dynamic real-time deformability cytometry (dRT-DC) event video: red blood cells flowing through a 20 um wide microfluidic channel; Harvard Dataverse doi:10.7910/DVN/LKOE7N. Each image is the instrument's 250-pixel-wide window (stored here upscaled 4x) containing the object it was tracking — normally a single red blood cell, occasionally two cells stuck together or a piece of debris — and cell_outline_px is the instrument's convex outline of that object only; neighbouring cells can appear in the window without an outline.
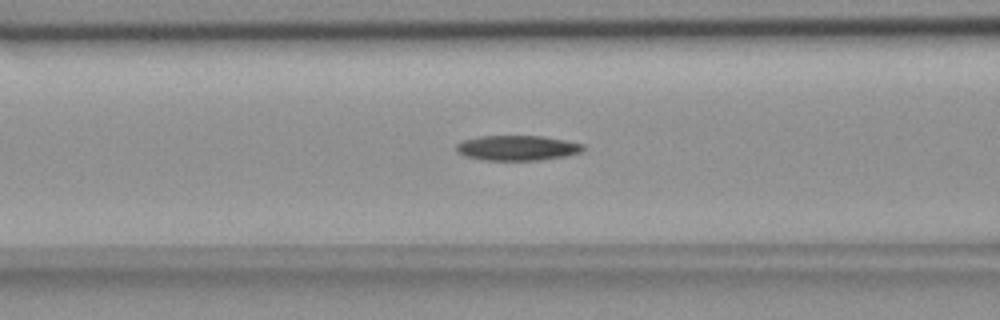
{"species": "common noctule bat (a hibernating species)", "species_latin": "Nyctalus noctula", "temperature_condition": "room temperature", "stored_images_in_passage": 39, "camera_frame_rate_fps": 3000, "um_per_image_px": 0.085, "animal": {"sex": "female", "body_mass_g": 18.4}, "frame": {"image": 1, "passage_image": 6, "time_ms": 1.667, "image_size_px": [1000, 320], "cell_outline_px": [[584, 148], [580, 152], [564, 156], [540, 160], [480, 160], [464, 156], [456, 152], [456, 144], [464, 140], [480, 136], [540, 136], [564, 140], [584, 144]], "centroid_in_image_um": [43.91, 12.58], "position_along_channel_um": 122.7, "area_um2": 18.5}}
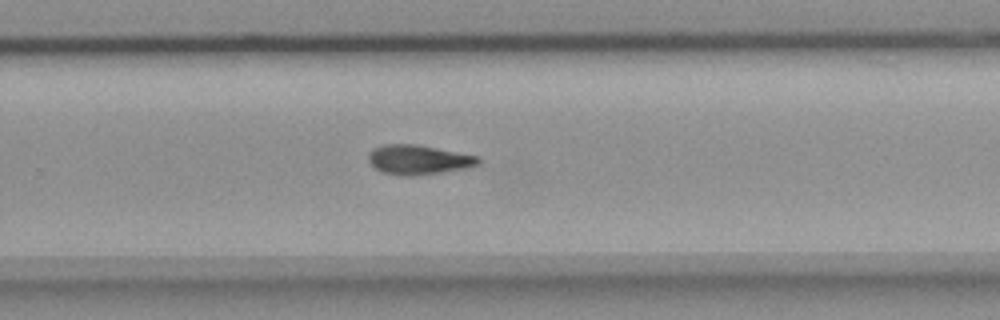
{"frame": {"image": 2, "passage_image": 20, "time_ms": 6.333, "image_size_px": [1000, 320], "cell_outline_px": [[480, 164], [464, 168], [440, 172], [404, 176], [400, 176], [380, 172], [368, 160], [368, 152], [372, 148], [380, 144], [416, 144], [480, 156]], "centroid_in_image_um": [35.53, 13.56], "position_along_channel_um": 294.3, "area_um2": 18.96}}
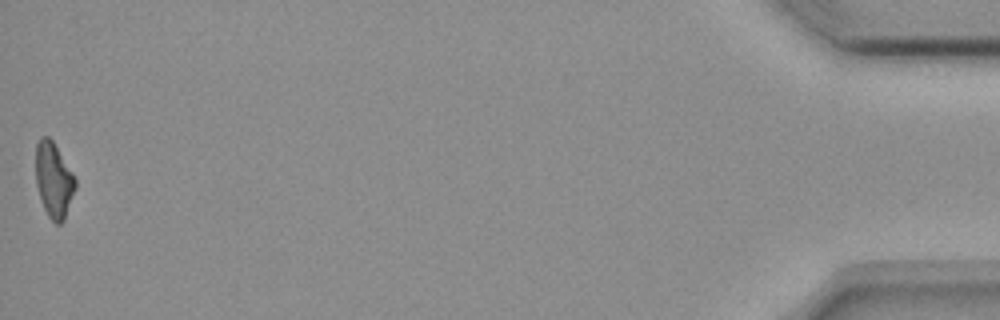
{"frame": {"image": 3, "passage_image": 39, "time_ms": 12.667, "image_size_px": [1000, 320], "cell_outline_px": [[76, 188], [64, 220], [60, 224], [56, 224], [48, 216], [40, 200], [36, 184], [36, 144], [40, 136], [48, 136], [52, 140], [72, 172], [76, 180]], "centroid_in_image_um": [4.56, 15.31], "position_along_channel_um": 430.6, "area_um2": 17.34}}